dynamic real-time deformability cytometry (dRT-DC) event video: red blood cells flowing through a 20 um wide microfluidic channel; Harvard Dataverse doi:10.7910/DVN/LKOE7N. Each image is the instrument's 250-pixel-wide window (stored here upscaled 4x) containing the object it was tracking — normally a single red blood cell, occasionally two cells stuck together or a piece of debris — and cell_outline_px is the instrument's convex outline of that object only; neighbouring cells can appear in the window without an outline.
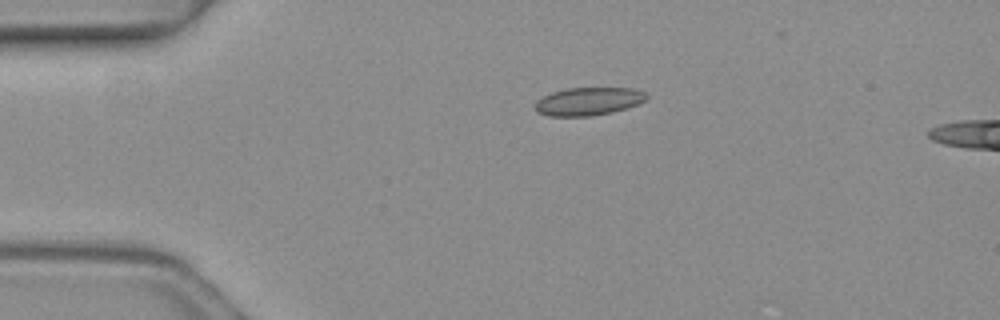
{"species": "common noctule bat (a hibernating species)", "species_latin": "Nyctalus noctula", "temperature_condition": "warm", "stored_images_in_passage": 3, "segment_of_instrument_passage": [1, 2], "camera_frame_rate_fps": 3000, "um_per_image_px": 0.085, "animal": {"sex": "female", "body_mass_g": 19.3, "forearm_length_mm": 54.1}, "frame": {"image": 1, "passage_image": 1, "time_ms": 0.0, "image_size_px": [1000, 320], "cell_outline_px": [[648, 96], [644, 100], [636, 104], [612, 112], [592, 116], [548, 116], [536, 112], [536, 100], [552, 92], [568, 88], [632, 88], [644, 92]], "centroid_in_image_um": [49.97, 8.62], "position_along_channel_um": 35.0, "area_um2": 17.98}}